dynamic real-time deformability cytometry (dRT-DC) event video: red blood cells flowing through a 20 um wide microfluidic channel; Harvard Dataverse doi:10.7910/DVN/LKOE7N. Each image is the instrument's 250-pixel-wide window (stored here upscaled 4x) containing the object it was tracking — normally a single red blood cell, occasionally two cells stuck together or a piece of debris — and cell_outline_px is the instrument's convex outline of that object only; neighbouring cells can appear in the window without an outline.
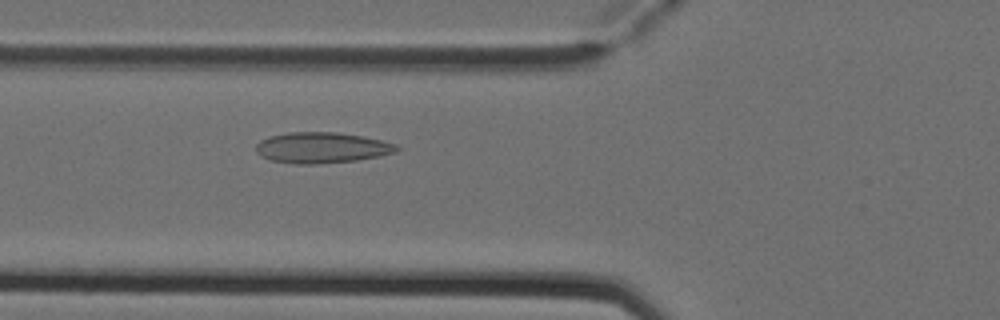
{"species": "Egyptian fruit bat (a non-hibernating species)", "species_latin": "Rousettus aegyptiacus", "temperature_condition": "cold", "stored_images_in_passage": 2, "camera_frame_rate_fps": 3000, "um_per_image_px": 0.085, "animal": {"sex": "female"}, "frame": {"image": 1, "passage_image": 2, "time_ms": 0.333, "image_size_px": [1000, 320], "cell_outline_px": [[400, 148], [396, 152], [380, 156], [356, 160], [316, 164], [296, 164], [268, 160], [260, 156], [256, 152], [256, 144], [260, 140], [268, 136], [288, 132], [336, 132], [360, 136], [380, 140], [396, 144]], "centroid_in_image_um": [27.3, 12.56], "position_along_channel_um": 98.5, "area_um2": 25.37}}